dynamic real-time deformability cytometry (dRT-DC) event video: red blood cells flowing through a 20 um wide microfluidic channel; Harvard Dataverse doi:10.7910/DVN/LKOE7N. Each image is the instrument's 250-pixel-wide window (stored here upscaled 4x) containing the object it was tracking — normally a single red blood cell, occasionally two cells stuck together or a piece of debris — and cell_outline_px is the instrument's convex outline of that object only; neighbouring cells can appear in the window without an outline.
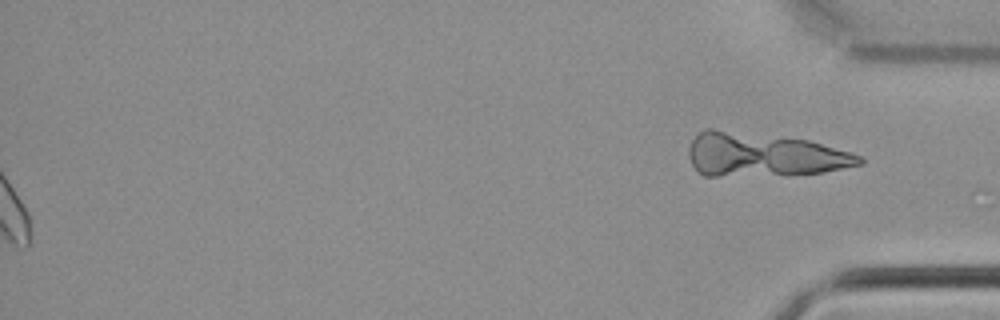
{"species": "common noctule bat (a hibernating species)", "species_latin": "Nyctalus noctula", "temperature_condition": "cold", "stored_images_in_passage": 44, "segment_of_instrument_passage": [2, 2], "camera_frame_rate_fps": 3000, "um_per_image_px": 0.085, "animal": {"sex": "male", "body_mass_g": 21.5, "forearm_length_mm": 52.0}, "frame": {"image": 1, "passage_image": 44, "time_ms": 14.333, "image_size_px": [1000, 320], "cell_outline_px": [[864, 164], [824, 172], [788, 176], [704, 176], [692, 164], [688, 156], [688, 148], [696, 132], [704, 128], [712, 128], [808, 140], [852, 152], [860, 156], [864, 160]], "centroid_in_image_um": [64.9, 13.17], "position_along_channel_um": 370.3, "area_um2": 44.16}}